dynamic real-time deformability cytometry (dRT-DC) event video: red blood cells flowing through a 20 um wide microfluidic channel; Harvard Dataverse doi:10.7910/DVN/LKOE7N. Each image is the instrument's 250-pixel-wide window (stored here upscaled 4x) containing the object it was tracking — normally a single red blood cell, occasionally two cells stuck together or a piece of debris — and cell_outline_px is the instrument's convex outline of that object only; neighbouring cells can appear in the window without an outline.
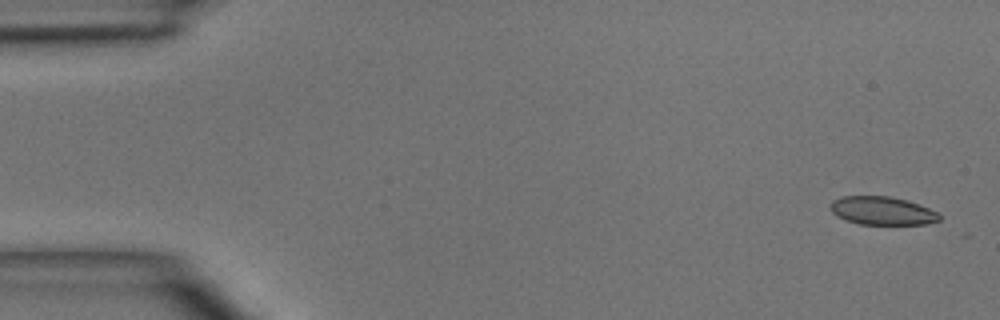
{"species": "common noctule bat (a hibernating species)", "species_latin": "Nyctalus noctula", "temperature_condition": "room temperature", "stored_images_in_passage": 3, "camera_frame_rate_fps": 3000, "um_per_image_px": 0.085, "animal": {"sex": "male", "body_mass_g": 15.6}, "frame": {"image": 1, "passage_image": 1, "time_ms": 0.0, "image_size_px": [1000, 320], "cell_outline_px": [[940, 220], [928, 224], [860, 224], [836, 216], [828, 208], [832, 200], [840, 196], [888, 196], [908, 200], [928, 208], [936, 212], [940, 216]], "centroid_in_image_um": [74.95, 17.9], "position_along_channel_um": 10.0, "area_um2": 17.98}}